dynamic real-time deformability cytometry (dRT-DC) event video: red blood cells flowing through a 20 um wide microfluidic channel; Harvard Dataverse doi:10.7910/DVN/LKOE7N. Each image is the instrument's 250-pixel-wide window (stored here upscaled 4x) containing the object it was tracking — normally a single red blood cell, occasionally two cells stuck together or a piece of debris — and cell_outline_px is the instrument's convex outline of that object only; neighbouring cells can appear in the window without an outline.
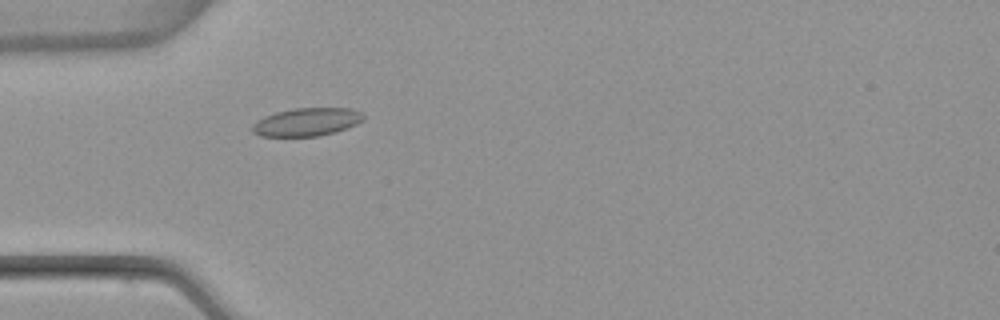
{"species": "common noctule bat (a hibernating species)", "species_latin": "Nyctalus noctula", "temperature_condition": "warm", "stored_images_in_passage": 4, "camera_frame_rate_fps": 3000, "um_per_image_px": 0.085, "animal": {"sex": "female", "body_mass_g": 22.7, "forearm_length_mm": 54.2}, "frame": {"image": 1, "passage_image": 4, "time_ms": 1.0, "image_size_px": [1000, 320], "cell_outline_px": [[364, 120], [356, 124], [336, 132], [320, 136], [260, 136], [252, 132], [252, 124], [256, 120], [264, 116], [276, 112], [296, 108], [352, 108], [364, 112]], "centroid_in_image_um": [26.09, 10.36], "position_along_channel_um": 58.9, "area_um2": 18.38}}